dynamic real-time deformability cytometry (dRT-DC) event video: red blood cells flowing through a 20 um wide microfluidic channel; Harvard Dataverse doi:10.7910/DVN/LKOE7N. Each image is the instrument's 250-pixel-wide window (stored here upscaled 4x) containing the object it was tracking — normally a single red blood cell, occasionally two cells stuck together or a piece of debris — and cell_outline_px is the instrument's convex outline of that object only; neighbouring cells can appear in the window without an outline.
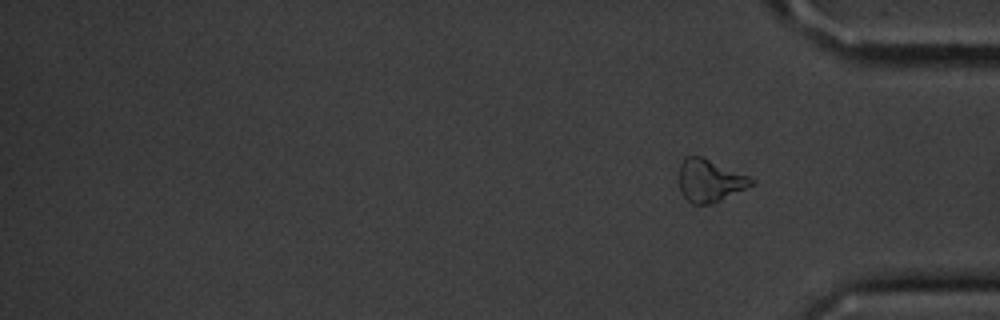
{"species": "common noctule bat (a hibernating species)", "species_latin": "Nyctalus noctula", "temperature_condition": "cold", "stored_images_in_passage": 13, "segment_of_instrument_passage": [2, 2], "camera_frame_rate_fps": 3000, "um_per_image_px": 0.085, "animal": {"sex": "male", "body_mass_g": 20.1, "forearm_length_mm": 53.5}, "frame": {"image": 1, "passage_image": 13, "time_ms": 16.0, "image_size_px": [1000, 320], "cell_outline_px": [[756, 180], [752, 184], [712, 204], [692, 204], [680, 192], [680, 164], [684, 156], [700, 156], [748, 176]], "centroid_in_image_um": [60.29, 15.35], "position_along_channel_um": 374.9, "area_um2": 17.46}}